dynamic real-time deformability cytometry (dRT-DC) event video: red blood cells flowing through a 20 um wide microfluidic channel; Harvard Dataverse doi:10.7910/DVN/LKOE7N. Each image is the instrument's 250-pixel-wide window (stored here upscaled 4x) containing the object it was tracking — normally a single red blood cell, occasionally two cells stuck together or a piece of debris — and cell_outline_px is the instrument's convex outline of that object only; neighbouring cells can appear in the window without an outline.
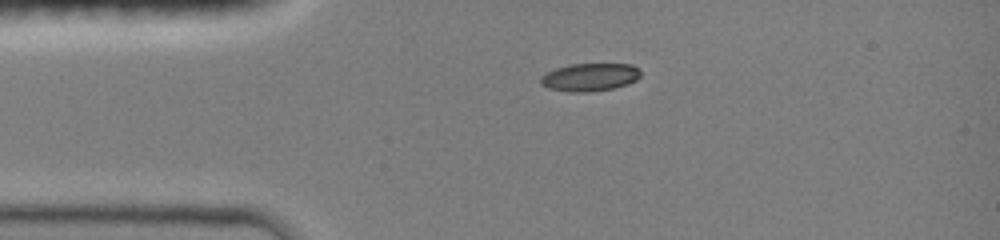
{"species": "common noctule bat (a hibernating species)", "species_latin": "Nyctalus noctula", "temperature_condition": "room temperature", "stored_images_in_passage": 34, "camera_frame_rate_fps": 3000, "um_per_image_px": 0.085, "animal": {"sex": "female", "body_mass_g": 19.0, "forearm_length_mm": 51.5}, "frame": {"image": 1, "passage_image": 1, "time_ms": 0.0, "image_size_px": [1000, 240], "cell_outline_px": [[640, 76], [636, 80], [612, 88], [588, 92], [568, 92], [548, 88], [540, 84], [540, 76], [556, 68], [572, 64], [632, 64], [640, 68]], "centroid_in_image_um": [50.11, 6.55], "position_along_channel_um": 34.9, "area_um2": 16.18}}
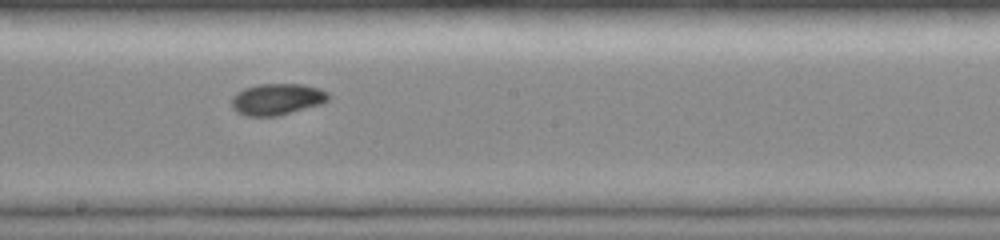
{"frame": {"image": 2, "passage_image": 15, "time_ms": 4.667, "image_size_px": [1000, 240], "cell_outline_px": [[328, 100], [320, 104], [276, 116], [244, 116], [236, 112], [232, 108], [232, 96], [236, 92], [244, 88], [256, 84], [304, 84], [320, 88], [328, 92]], "centroid_in_image_um": [23.5, 8.42], "position_along_channel_um": 224.7, "area_um2": 17.8}}
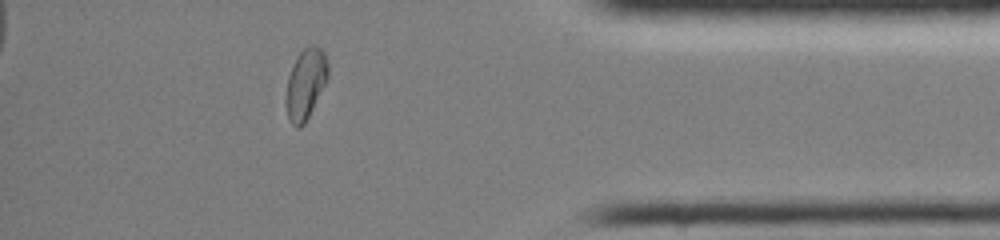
{"frame": {"image": 3, "passage_image": 29, "time_ms": 9.333, "image_size_px": [1000, 240], "cell_outline_px": [[328, 76], [304, 124], [300, 128], [296, 128], [288, 120], [288, 76], [296, 56], [308, 44], [316, 44], [324, 52], [328, 60]], "centroid_in_image_um": [26.0, 7.05], "position_along_channel_um": 409.2, "area_um2": 16.76}, "authors_computed_cell_mechanics": {"area_um2": 17.4556, "velocity_mm_per_s": 4.104, "shape_relaxation_time_tau1_ms": 6.2908, "shape_relaxation_time_tau2_ms": 5.6208, "deformation_change_tau1": 0.1628, "deformation_change_tau2": 0.075}}